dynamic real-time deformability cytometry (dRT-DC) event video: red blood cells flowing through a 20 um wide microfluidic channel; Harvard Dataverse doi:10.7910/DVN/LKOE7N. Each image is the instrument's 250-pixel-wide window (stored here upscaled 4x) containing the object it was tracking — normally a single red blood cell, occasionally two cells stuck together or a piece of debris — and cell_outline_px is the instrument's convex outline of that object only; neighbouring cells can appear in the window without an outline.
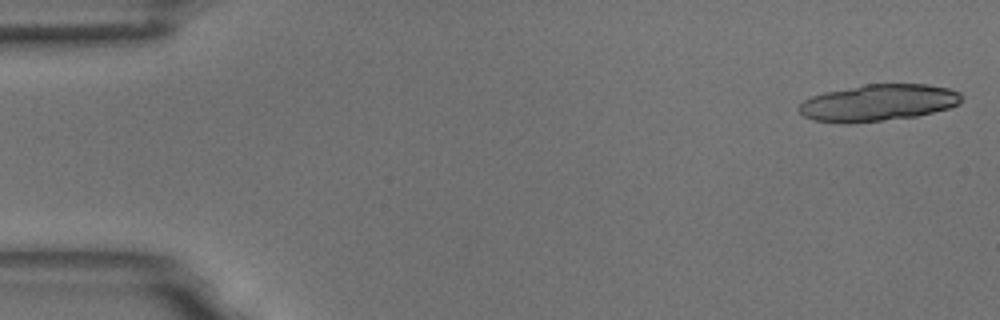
{"species": "common noctule bat (a hibernating species)", "species_latin": "Nyctalus noctula", "temperature_condition": "room temperature", "stored_images_in_passage": 5, "camera_frame_rate_fps": 3000, "um_per_image_px": 0.085, "animal": {"sex": "male", "body_mass_g": 18.8}, "frame": {"image": 1, "passage_image": 1, "time_ms": 0.0, "image_size_px": [1000, 320], "cell_outline_px": [[964, 96], [960, 104], [948, 108], [916, 116], [884, 120], [848, 124], [844, 124], [812, 120], [804, 116], [800, 112], [800, 104], [804, 100], [812, 96], [824, 92], [864, 84], [928, 84], [948, 88], [960, 92]], "centroid_in_image_um": [74.66, 8.73], "position_along_channel_um": 10.3, "area_um2": 34.91}}